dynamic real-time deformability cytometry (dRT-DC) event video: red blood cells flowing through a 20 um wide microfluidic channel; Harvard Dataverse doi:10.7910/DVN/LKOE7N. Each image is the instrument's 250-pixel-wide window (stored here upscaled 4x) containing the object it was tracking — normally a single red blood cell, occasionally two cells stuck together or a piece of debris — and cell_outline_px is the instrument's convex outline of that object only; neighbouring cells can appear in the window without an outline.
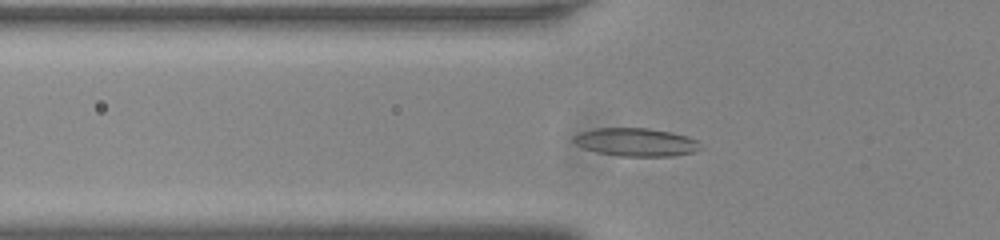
{"species": "common noctule bat (a hibernating species)", "species_latin": "Nyctalus noctula", "temperature_condition": "room temperature", "stored_images_in_passage": 49, "camera_frame_rate_fps": 3000, "um_per_image_px": 0.085, "animal": {"sex": "male", "body_mass_g": 20.0, "forearm_length_mm": 53.3}, "frame": {"image": 1, "passage_image": 14, "time_ms": 4.333, "image_size_px": [1000, 240], "cell_outline_px": [[700, 148], [692, 152], [672, 156], [620, 156], [596, 152], [584, 148], [576, 144], [572, 140], [572, 136], [580, 132], [596, 128], [648, 128], [672, 132], [688, 136], [696, 140]], "centroid_in_image_um": [54.01, 12.07], "position_along_channel_um": 71.8, "area_um2": 20.75}}
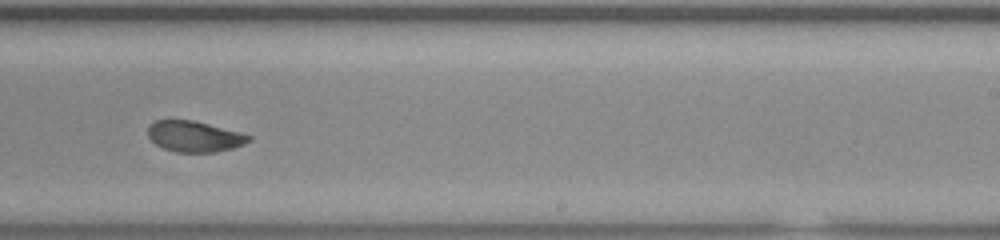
{"frame": {"image": 2, "passage_image": 30, "time_ms": 9.667, "image_size_px": [1000, 240], "cell_outline_px": [[252, 140], [244, 144], [232, 148], [216, 152], [176, 152], [164, 148], [156, 144], [148, 136], [148, 124], [156, 120], [192, 120], [240, 132], [252, 136]], "centroid_in_image_um": [16.52, 11.59], "position_along_channel_um": 272.5, "area_um2": 18.09}}
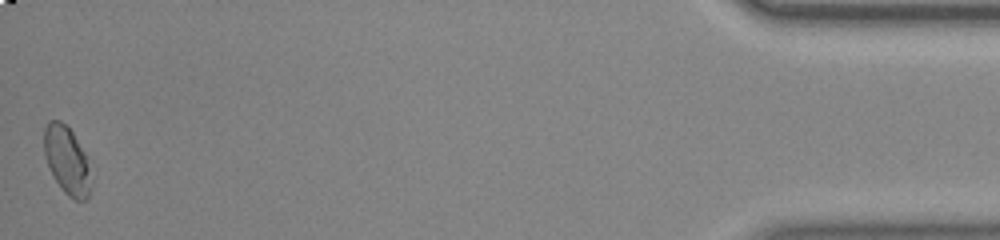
{"frame": {"image": 3, "passage_image": 49, "time_ms": 16.0, "image_size_px": [1000, 240], "cell_outline_px": [[92, 188], [88, 196], [84, 200], [76, 200], [68, 196], [60, 188], [52, 176], [44, 152], [44, 128], [48, 120], [60, 120], [72, 132], [88, 156], [92, 184]], "centroid_in_image_um": [5.71, 13.65], "position_along_channel_um": 429.5, "area_um2": 18.9}, "authors_computed_cell_mechanics": {"area_um2": 19.0162, "velocity_mm_per_s": 3.7876, "shape_relaxation_time_tau1_ms": 5.2908, "shape_relaxation_time_tau2_ms": 1.1301, "deformation_change_tau1": 0.1703, "deformation_change_tau2": 0.055}}